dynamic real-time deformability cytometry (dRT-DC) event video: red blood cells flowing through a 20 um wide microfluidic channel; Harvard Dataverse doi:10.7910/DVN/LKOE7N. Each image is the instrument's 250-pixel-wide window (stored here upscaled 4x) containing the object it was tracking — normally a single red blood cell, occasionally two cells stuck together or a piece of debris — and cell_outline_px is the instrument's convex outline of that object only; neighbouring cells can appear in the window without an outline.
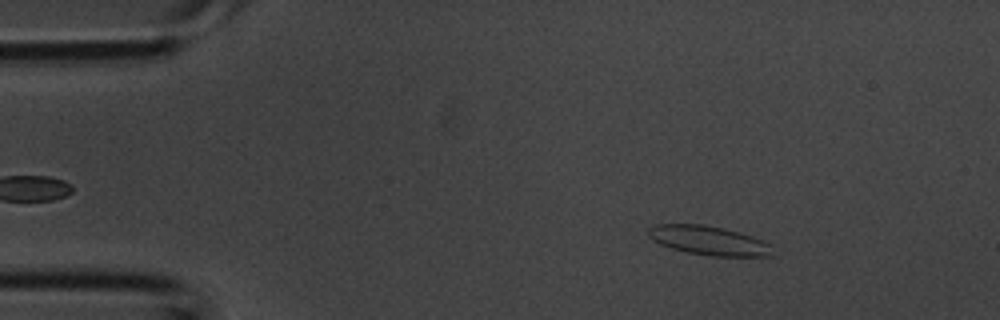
{"species": "common noctule bat (a hibernating species)", "species_latin": "Nyctalus noctula", "temperature_condition": "room temperature", "stored_images_in_passage": 37, "camera_frame_rate_fps": 3000, "um_per_image_px": 0.085, "animal": {"sex": "male", "body_mass_g": 20.1, "forearm_length_mm": 53.5}, "frame": {"image": 1, "passage_image": 5, "time_ms": 1.333, "image_size_px": [1000, 320], "cell_outline_px": [[776, 256], [712, 256], [688, 252], [672, 248], [660, 244], [652, 240], [648, 236], [648, 228], [656, 224], [704, 224], [724, 228], [752, 236], [768, 244]], "centroid_in_image_um": [60.22, 20.44], "position_along_channel_um": 24.8, "area_um2": 20.98}}
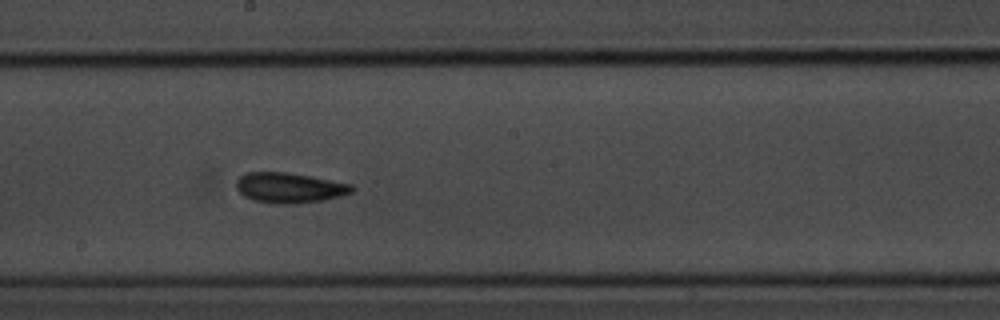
{"frame": {"image": 2, "passage_image": 20, "time_ms": 6.333, "image_size_px": [1000, 320], "cell_outline_px": [[356, 188], [352, 192], [340, 196], [324, 200], [296, 204], [272, 204], [252, 200], [244, 196], [236, 188], [236, 180], [240, 176], [248, 172], [284, 172], [308, 176], [352, 184]], "centroid_in_image_um": [24.59, 15.98], "position_along_channel_um": 223.6, "area_um2": 20.46}}
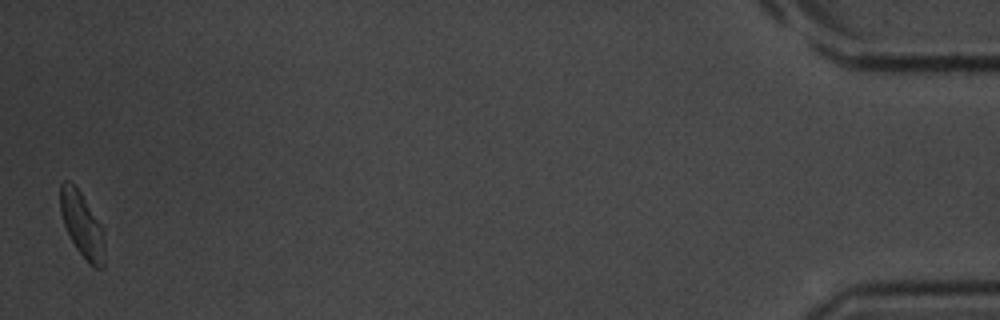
{"frame": {"image": 3, "passage_image": 37, "time_ms": 12.0, "image_size_px": [1000, 320], "cell_outline_px": [[104, 268], [92, 268], [88, 264], [76, 248], [64, 224], [60, 212], [60, 184], [64, 180], [68, 180], [80, 192], [100, 224], [104, 240]], "centroid_in_image_um": [6.97, 19.15], "position_along_channel_um": 428.2, "area_um2": 16.53}}